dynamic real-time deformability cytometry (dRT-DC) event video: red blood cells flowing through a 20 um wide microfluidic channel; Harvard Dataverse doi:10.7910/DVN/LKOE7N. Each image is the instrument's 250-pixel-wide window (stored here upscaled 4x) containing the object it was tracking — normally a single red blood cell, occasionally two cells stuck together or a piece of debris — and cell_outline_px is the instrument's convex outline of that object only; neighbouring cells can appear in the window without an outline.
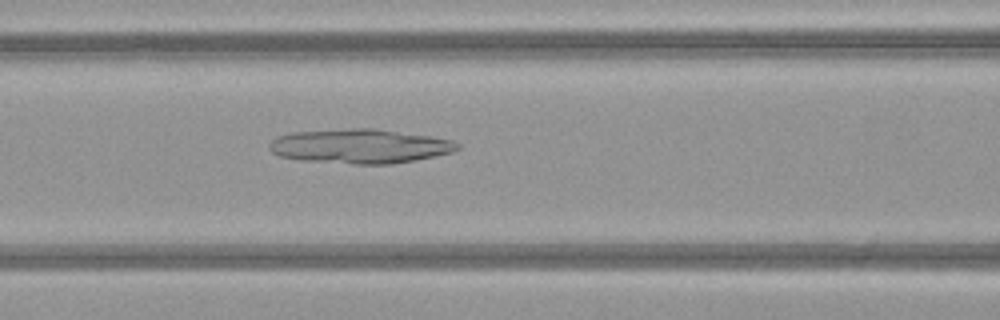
{"species": "common noctule bat (a hibernating species)", "species_latin": "Nyctalus noctula", "temperature_condition": "warm", "stored_images_in_passage": 37, "camera_frame_rate_fps": 3000, "um_per_image_px": 0.085, "animal": {"sex": "female", "body_mass_g": 21.9}, "frame": {"image": 1, "passage_image": 9, "time_ms": 2.667, "image_size_px": [1000, 320], "cell_outline_px": [[460, 148], [452, 152], [436, 156], [416, 160], [392, 164], [352, 164], [300, 160], [280, 156], [272, 152], [268, 148], [268, 144], [276, 136], [292, 132], [352, 128], [372, 128], [432, 136], [452, 140], [460, 144]], "centroid_in_image_um": [30.59, 12.43], "position_along_channel_um": 136.0, "area_um2": 37.92}}
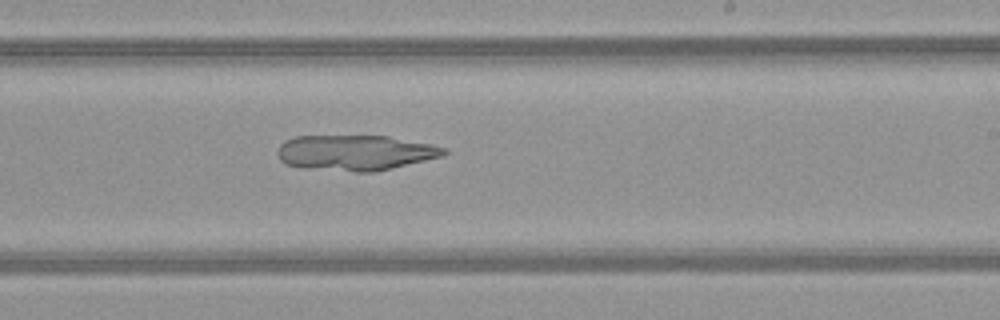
{"frame": {"image": 2, "passage_image": 18, "time_ms": 5.667, "image_size_px": [1000, 320], "cell_outline_px": [[448, 152], [444, 156], [376, 172], [356, 172], [300, 168], [284, 164], [280, 160], [276, 152], [280, 144], [284, 140], [296, 136], [388, 136], [432, 144], [448, 148]], "centroid_in_image_um": [30.2, 12.99], "position_along_channel_um": 258.8, "area_um2": 34.91}}
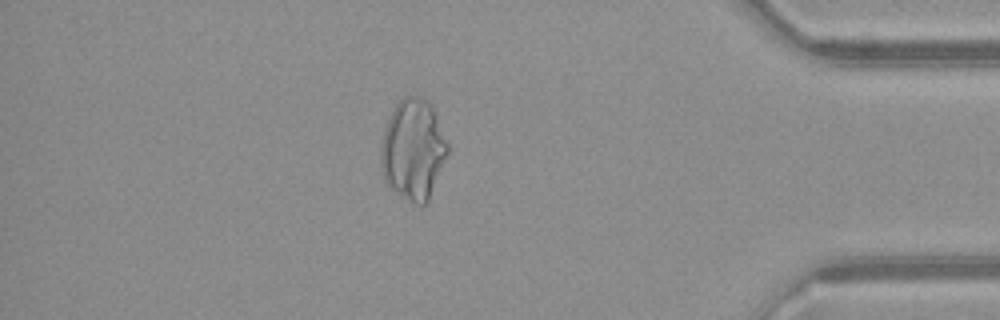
{"frame": {"image": 3, "passage_image": 31, "time_ms": 10.0, "image_size_px": [1000, 320], "cell_outline_px": [[448, 152], [428, 200], [424, 204], [416, 204], [408, 200], [388, 188], [384, 180], [380, 164], [380, 148], [384, 132], [388, 120], [396, 104], [404, 96], [424, 96], [432, 104], [448, 144]], "centroid_in_image_um": [35.1, 12.69], "position_along_channel_um": 400.1, "area_um2": 39.13}}